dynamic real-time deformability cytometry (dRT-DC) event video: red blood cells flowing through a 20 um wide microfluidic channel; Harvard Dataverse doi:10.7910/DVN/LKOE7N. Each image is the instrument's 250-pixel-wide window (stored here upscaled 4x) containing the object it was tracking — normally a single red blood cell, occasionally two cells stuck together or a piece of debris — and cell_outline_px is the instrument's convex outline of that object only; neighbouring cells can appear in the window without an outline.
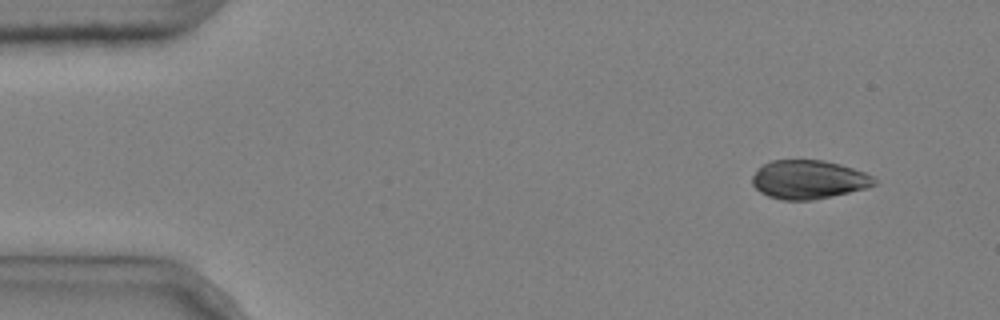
{"species": "common noctule bat (a hibernating species)", "species_latin": "Nyctalus noctula", "temperature_condition": "cold", "stored_images_in_passage": 3, "camera_frame_rate_fps": 3000, "um_per_image_px": 0.085, "animal": {"sex": "male", "body_mass_g": 20.4}, "frame": {"image": 1, "passage_image": 1, "time_ms": 0.0, "image_size_px": [1000, 320], "cell_outline_px": [[876, 184], [868, 188], [832, 196], [812, 200], [780, 200], [768, 196], [760, 192], [752, 184], [752, 176], [764, 164], [772, 160], [824, 160], [840, 164], [864, 172], [872, 176], [876, 180]], "centroid_in_image_um": [68.74, 15.27], "position_along_channel_um": 16.3, "area_um2": 27.51}}